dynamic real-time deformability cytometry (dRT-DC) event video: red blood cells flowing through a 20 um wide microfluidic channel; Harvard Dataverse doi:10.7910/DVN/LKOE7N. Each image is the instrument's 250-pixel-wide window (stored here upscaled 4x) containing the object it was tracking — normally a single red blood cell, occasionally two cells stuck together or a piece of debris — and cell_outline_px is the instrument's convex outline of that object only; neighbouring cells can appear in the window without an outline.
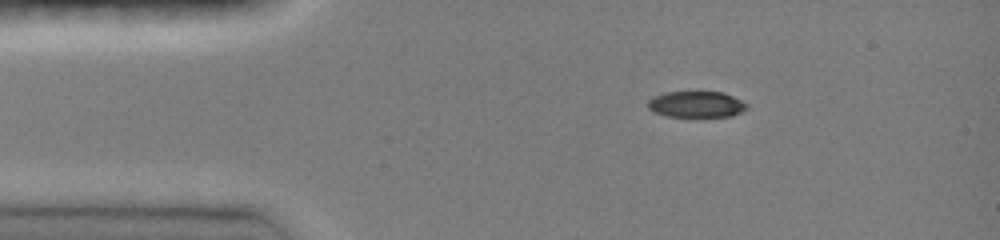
{"species": "common noctule bat (a hibernating species)", "species_latin": "Nyctalus noctula", "temperature_condition": "room temperature", "stored_images_in_passage": 47, "camera_frame_rate_fps": 3000, "um_per_image_px": 0.085, "animal": {"sex": "female", "body_mass_g": 19.0, "forearm_length_mm": 51.5}, "frame": {"image": 1, "passage_image": 7, "time_ms": 2.0, "image_size_px": [1000, 240], "cell_outline_px": [[748, 108], [732, 116], [668, 116], [656, 112], [648, 108], [648, 100], [652, 96], [664, 92], [724, 92], [748, 104]], "centroid_in_image_um": [59.18, 8.85], "position_along_channel_um": 25.8, "area_um2": 14.97}}
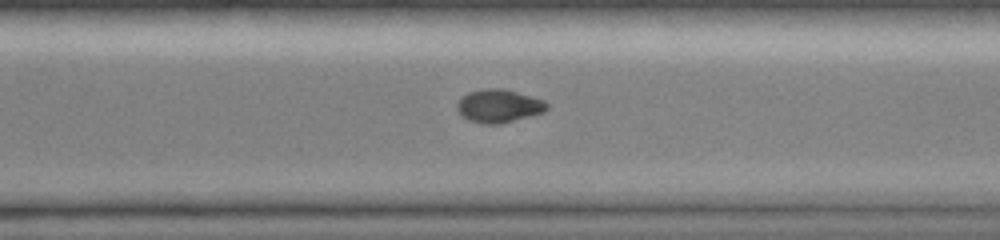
{"frame": {"image": 2, "passage_image": 33, "time_ms": 10.667, "image_size_px": [1000, 240], "cell_outline_px": [[548, 108], [544, 112], [500, 124], [480, 124], [468, 120], [460, 116], [456, 108], [456, 104], [468, 92], [484, 88], [504, 88], [532, 96], [544, 100], [548, 104]], "centroid_in_image_um": [42.38, 9.01], "position_along_channel_um": 328.2, "area_um2": 17.57}}
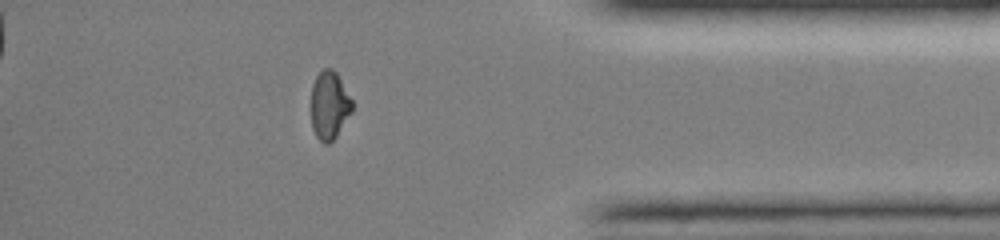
{"frame": {"image": 3, "passage_image": 40, "time_ms": 13.0, "image_size_px": [1000, 240], "cell_outline_px": [[352, 112], [336, 136], [328, 144], [324, 144], [316, 136], [312, 128], [312, 84], [316, 76], [324, 68], [332, 68], [336, 72], [352, 100]], "centroid_in_image_um": [28.0, 8.95], "position_along_channel_um": 407.2, "area_um2": 16.13}, "authors_computed_cell_mechanics": {"area_um2": 17.1666, "velocity_mm_per_s": 4.0627, "shape_relaxation_time_tau1_ms": null, "shape_relaxation_time_tau2_ms": 9.8596, "deformation_change_tau1": null, "deformation_change_tau2": 0.0818}}